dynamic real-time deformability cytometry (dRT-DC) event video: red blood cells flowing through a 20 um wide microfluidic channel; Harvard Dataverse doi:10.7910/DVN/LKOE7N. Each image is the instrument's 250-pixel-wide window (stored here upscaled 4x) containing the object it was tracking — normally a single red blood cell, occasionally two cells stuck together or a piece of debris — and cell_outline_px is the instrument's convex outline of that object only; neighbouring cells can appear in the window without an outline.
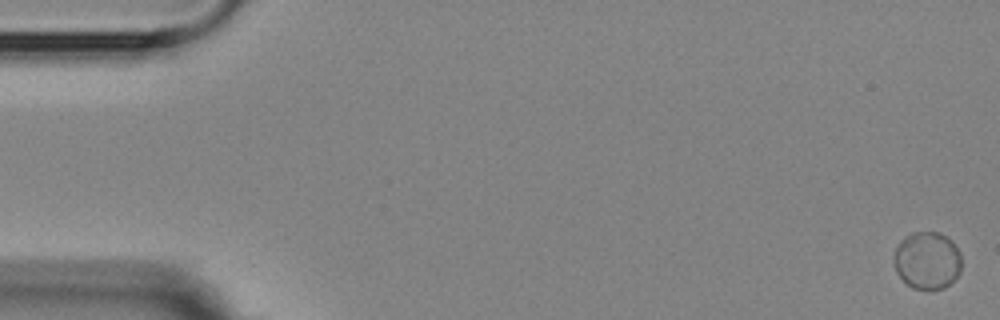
{"species": "Egyptian fruit bat (a non-hibernating species)", "species_latin": "Rousettus aegyptiacus", "temperature_condition": "room temperature", "stored_images_in_passage": 6, "camera_frame_rate_fps": 3000, "um_per_image_px": 0.085, "animal": {"sex": "female"}, "frame": {"image": 1, "passage_image": 1, "time_ms": 0.0, "image_size_px": [1000, 320], "cell_outline_px": [[960, 272], [944, 288], [912, 288], [896, 272], [896, 248], [900, 240], [904, 236], [912, 232], [940, 232], [948, 236], [952, 240], [960, 252]], "centroid_in_image_um": [78.84, 22.09], "position_along_channel_um": 6.2, "area_um2": 22.31}}